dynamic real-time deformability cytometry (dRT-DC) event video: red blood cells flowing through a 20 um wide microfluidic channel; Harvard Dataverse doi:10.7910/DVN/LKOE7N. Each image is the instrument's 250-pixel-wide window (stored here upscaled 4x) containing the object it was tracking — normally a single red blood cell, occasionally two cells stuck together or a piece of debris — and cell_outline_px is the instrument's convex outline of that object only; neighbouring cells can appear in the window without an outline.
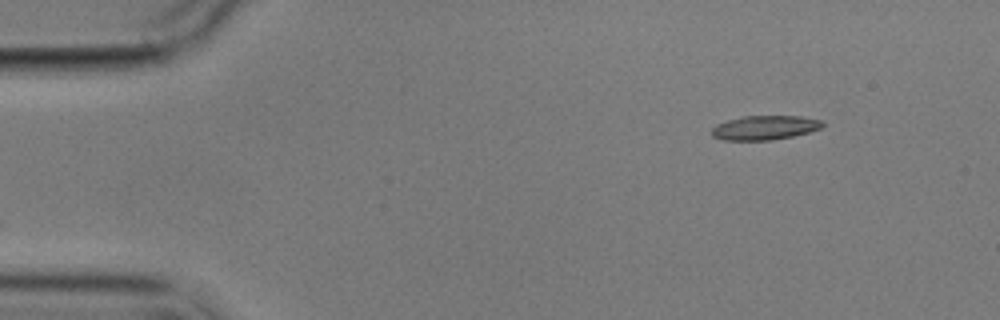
{"species": "common noctule bat (a hibernating species)", "species_latin": "Nyctalus noctula", "temperature_condition": "cold", "stored_images_in_passage": 8, "camera_frame_rate_fps": 3000, "um_per_image_px": 0.085, "animal": {"sex": "male", "body_mass_g": 17.9}, "frame": {"image": 1, "passage_image": 1, "time_ms": 0.0, "image_size_px": [1000, 320], "cell_outline_px": [[824, 124], [820, 128], [808, 132], [792, 136], [772, 140], [724, 140], [712, 136], [712, 128], [716, 124], [728, 120], [744, 116], [800, 116], [820, 120]], "centroid_in_image_um": [64.98, 10.85], "position_along_channel_um": 20.0, "area_um2": 15.49}}
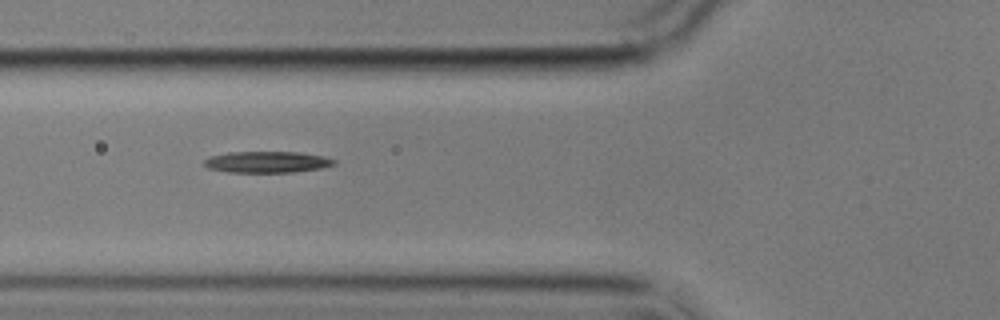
{"frame": {"image": 2, "passage_image": 5, "time_ms": 4.667, "image_size_px": [1000, 320], "cell_outline_px": [[336, 164], [320, 168], [292, 172], [228, 172], [208, 168], [204, 164], [204, 160], [208, 156], [228, 152], [300, 152], [324, 156], [336, 160]], "centroid_in_image_um": [22.68, 13.76], "position_along_channel_um": 103.1, "area_um2": 16.18}}
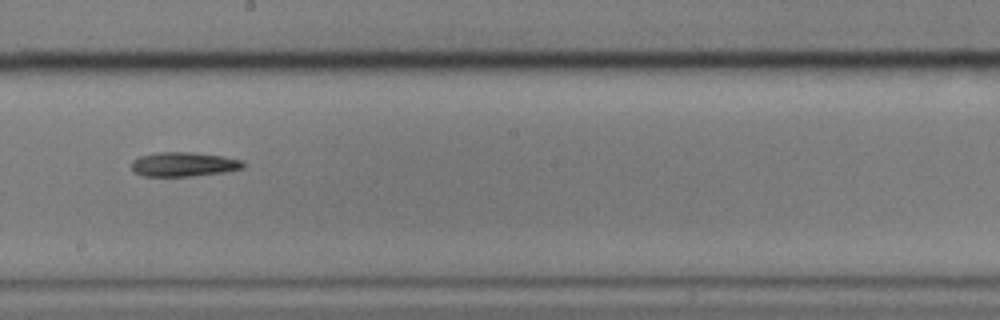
{"frame": {"image": 3, "passage_image": 8, "time_ms": 8.333, "image_size_px": [1000, 320], "cell_outline_px": [[248, 164], [244, 168], [224, 172], [192, 176], [144, 176], [132, 172], [132, 160], [140, 156], [156, 152], [192, 152], [224, 156], [244, 160]], "centroid_in_image_um": [15.66, 13.96], "position_along_channel_um": 232.5, "area_um2": 16.13}}